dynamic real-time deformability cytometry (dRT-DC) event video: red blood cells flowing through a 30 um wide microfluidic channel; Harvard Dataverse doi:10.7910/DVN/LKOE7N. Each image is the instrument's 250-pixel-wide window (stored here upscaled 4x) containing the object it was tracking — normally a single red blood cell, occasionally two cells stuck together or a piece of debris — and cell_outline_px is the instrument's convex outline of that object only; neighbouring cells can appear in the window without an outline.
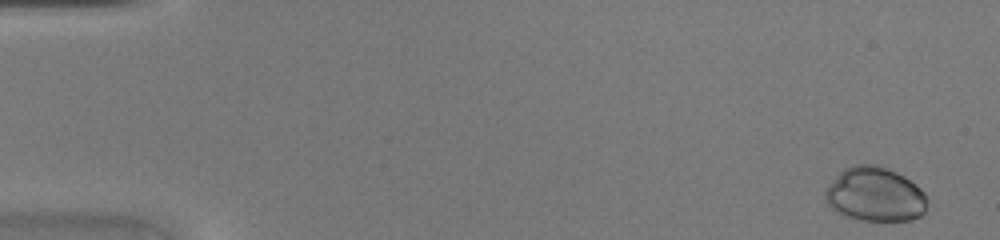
{"species": "common noctule bat (a hibernating species)", "species_latin": "Nyctalus noctula", "temperature_condition": "warm", "stored_images_in_passage": 47, "camera_frame_rate_fps": 3000, "um_per_image_px": 0.085, "animal": {"sex": "female", "body_mass_g": 20.0, "forearm_length_mm": 54.0}, "frame": {"image": 1, "passage_image": 2, "time_ms": 0.333, "image_size_px": [1000, 240], "cell_outline_px": [[928, 200], [924, 212], [920, 216], [912, 220], [860, 220], [844, 216], [836, 212], [828, 204], [824, 196], [824, 192], [836, 176], [844, 168], [856, 164], [880, 164], [904, 176], [916, 184], [924, 192]], "centroid_in_image_um": [74.39, 16.52], "position_along_channel_um": 10.6, "area_um2": 32.43}}
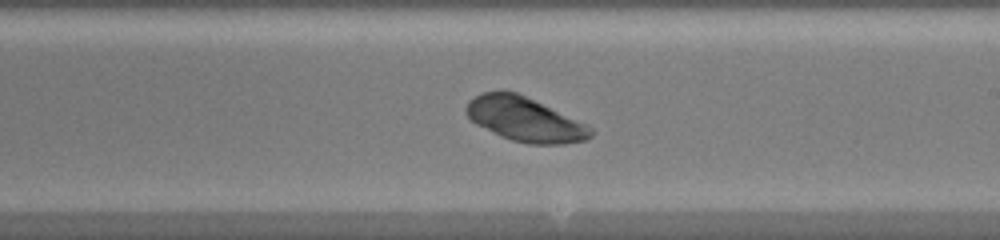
{"frame": {"image": 2, "passage_image": 28, "time_ms": 9.0, "image_size_px": [1000, 240], "cell_outline_px": [[596, 132], [592, 136], [584, 140], [564, 144], [528, 144], [512, 140], [500, 136], [476, 124], [468, 116], [464, 108], [468, 100], [484, 92], [516, 92], [588, 124]], "centroid_in_image_um": [44.64, 10.16], "position_along_channel_um": 244.4, "area_um2": 31.96}}
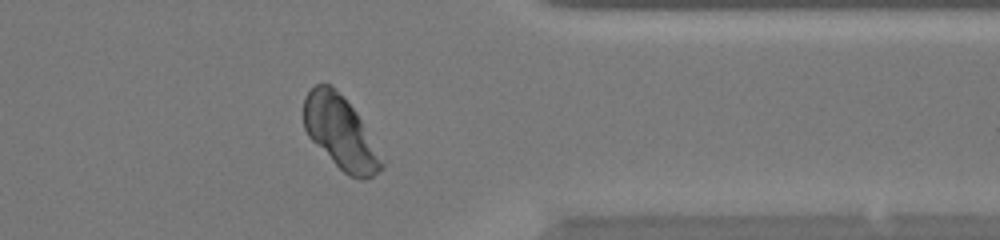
{"frame": {"image": 3, "passage_image": 38, "time_ms": 12.333, "image_size_px": [1000, 240], "cell_outline_px": [[384, 168], [372, 176], [364, 180], [360, 180], [348, 176], [308, 136], [304, 128], [304, 96], [316, 84], [332, 84], [336, 88], [356, 112], [384, 164]], "centroid_in_image_um": [28.91, 11.26], "position_along_channel_um": 382.5, "area_um2": 32.37}}